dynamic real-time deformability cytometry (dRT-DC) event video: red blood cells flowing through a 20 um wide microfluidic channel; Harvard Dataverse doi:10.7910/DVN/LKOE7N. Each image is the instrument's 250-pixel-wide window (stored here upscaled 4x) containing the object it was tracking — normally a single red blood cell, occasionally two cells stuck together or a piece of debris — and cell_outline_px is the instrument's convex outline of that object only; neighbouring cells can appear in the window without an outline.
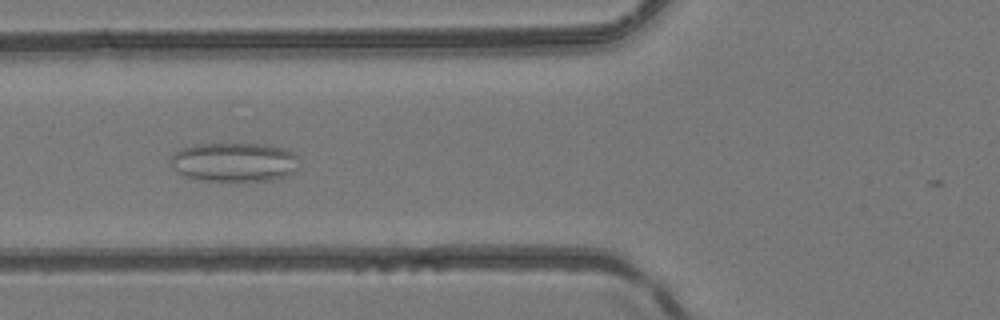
{"species": "common noctule bat (a hibernating species)", "species_latin": "Nyctalus noctula", "temperature_condition": "room temperature", "stored_images_in_passage": 36, "camera_frame_rate_fps": 3000, "um_per_image_px": 0.085, "animal": {"sex": "female", "body_mass_g": 24.6, "forearm_length_mm": 56.2}, "frame": {"image": 1, "passage_image": 9, "time_ms": 2.667, "image_size_px": [1000, 320], "cell_outline_px": [[296, 168], [292, 172], [284, 176], [272, 180], [204, 180], [184, 176], [168, 160], [180, 148], [192, 144], [272, 144], [288, 148], [296, 156]], "centroid_in_image_um": [19.91, 13.75], "position_along_channel_um": 105.9, "area_um2": 29.07}}
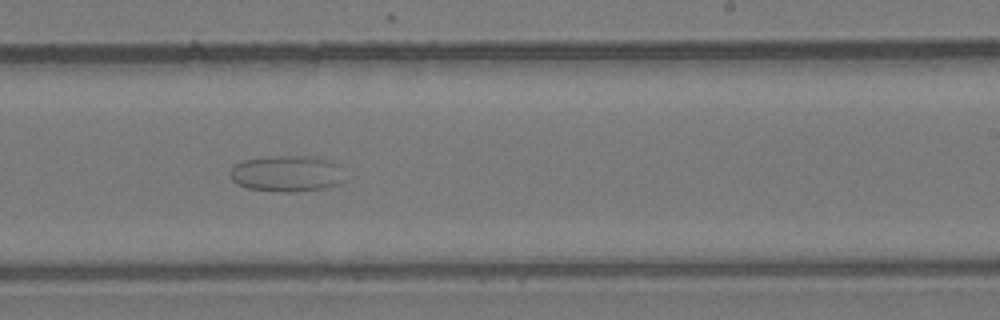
{"frame": {"image": 2, "passage_image": 21, "time_ms": 6.667, "image_size_px": [1000, 320], "cell_outline_px": [[340, 180], [336, 184], [320, 188], [292, 192], [280, 192], [248, 188], [236, 184], [232, 180], [232, 168], [236, 164], [244, 160], [272, 156], [316, 156], [332, 160], [336, 164]], "centroid_in_image_um": [24.3, 14.74], "position_along_channel_um": 264.7, "area_um2": 23.52}}
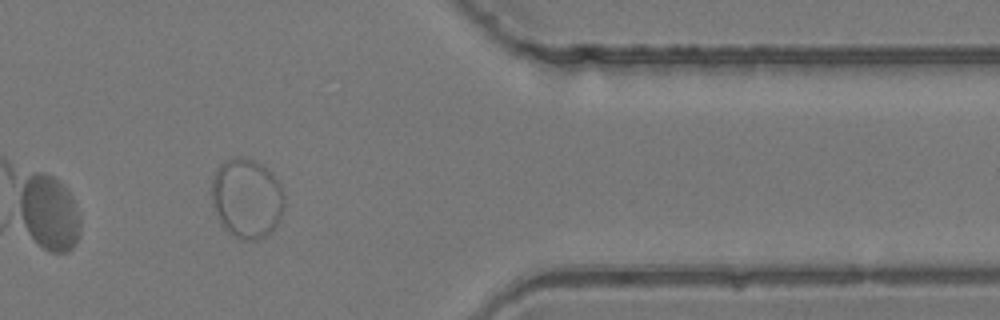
{"frame": {"image": 3, "passage_image": 32, "time_ms": 10.333, "image_size_px": [1000, 320], "cell_outline_px": [[284, 208], [280, 220], [272, 232], [260, 240], [240, 240], [228, 232], [220, 224], [216, 216], [212, 204], [212, 180], [220, 164], [236, 156], [256, 160], [268, 168], [272, 172], [280, 184], [284, 196]], "centroid_in_image_um": [20.99, 16.88], "position_along_channel_um": 390.4, "area_um2": 34.28}}